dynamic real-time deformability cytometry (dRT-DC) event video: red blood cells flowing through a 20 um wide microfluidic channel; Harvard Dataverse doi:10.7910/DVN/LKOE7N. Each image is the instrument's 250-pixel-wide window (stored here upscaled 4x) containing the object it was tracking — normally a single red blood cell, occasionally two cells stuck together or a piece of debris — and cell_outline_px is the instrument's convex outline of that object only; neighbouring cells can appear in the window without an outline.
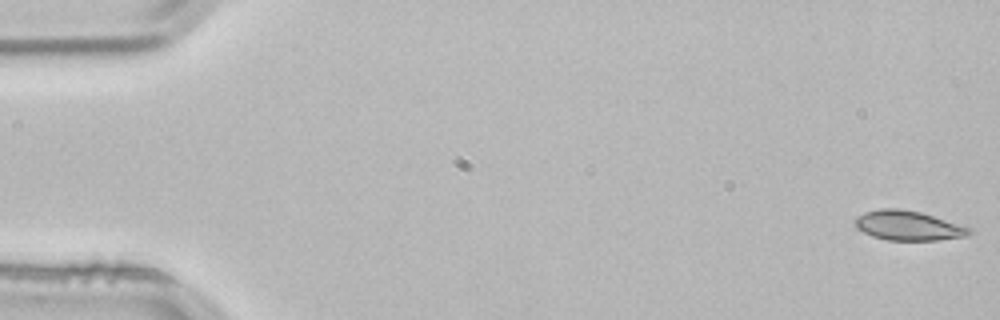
{"species": "common noctule bat (a hibernating species)", "species_latin": "Nyctalus noctula", "temperature_condition": "room temperature", "stored_images_in_passage": 53, "camera_frame_rate_fps": 3000, "um_per_image_px": 0.085, "animal": {"sex": "male", "body_mass_g": 21.5, "forearm_length_mm": 52.0}, "frame": {"image": 1, "passage_image": 1, "time_ms": 0.0, "image_size_px": [1000, 320], "cell_outline_px": [[972, 232], [968, 236], [936, 240], [888, 240], [872, 236], [856, 228], [856, 216], [864, 212], [880, 208], [900, 208], [920, 212], [972, 228]], "centroid_in_image_um": [77.19, 19.17], "position_along_channel_um": 7.8, "area_um2": 19.65}}
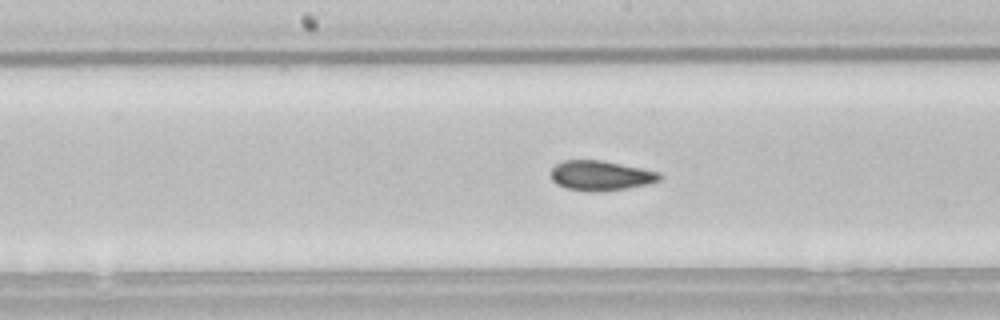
{"frame": {"image": 2, "passage_image": 27, "time_ms": 8.667, "image_size_px": [1000, 320], "cell_outline_px": [[664, 176], [660, 180], [648, 184], [600, 192], [596, 192], [568, 188], [556, 184], [552, 180], [552, 168], [556, 164], [564, 160], [600, 160], [660, 172]], "centroid_in_image_um": [51.08, 14.92], "position_along_channel_um": 197.1, "area_um2": 18.73}}
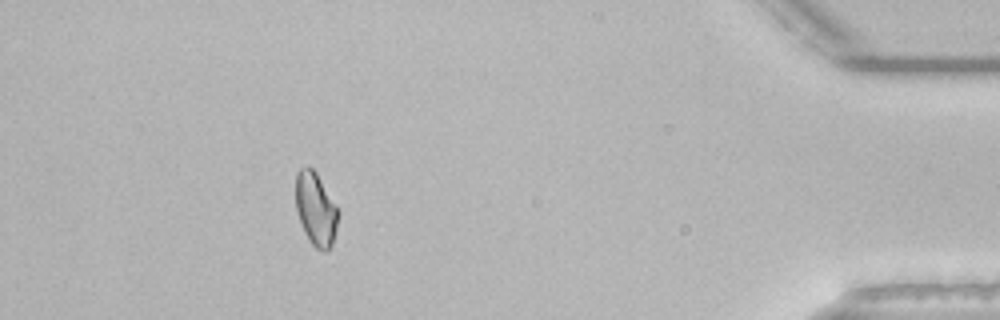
{"frame": {"image": 3, "passage_image": 48, "time_ms": 15.667, "image_size_px": [1000, 320], "cell_outline_px": [[340, 212], [332, 244], [328, 252], [324, 252], [316, 248], [308, 240], [304, 232], [296, 208], [296, 172], [300, 168], [308, 164], [316, 172], [336, 204]], "centroid_in_image_um": [26.85, 17.76], "position_along_channel_um": 408.4, "area_um2": 18.32}, "authors_computed_cell_mechanics": {"area_um2": 18.8428, "velocity_mm_per_s": 3.8202, "shape_relaxation_time_tau1_ms": 10.995, "shape_relaxation_time_tau2_ms": 1.9366, "deformation_change_tau1": 0.1483, "deformation_change_tau2": 0.0351}}